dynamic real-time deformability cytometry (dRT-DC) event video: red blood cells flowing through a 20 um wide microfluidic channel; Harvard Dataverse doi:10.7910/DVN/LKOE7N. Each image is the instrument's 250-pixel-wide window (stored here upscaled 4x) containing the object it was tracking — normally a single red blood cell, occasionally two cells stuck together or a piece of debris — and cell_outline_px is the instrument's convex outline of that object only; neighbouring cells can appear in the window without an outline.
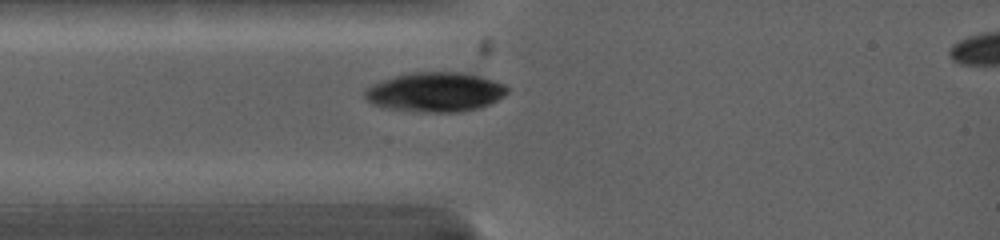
{"species": "common noctule bat (a hibernating species)", "species_latin": "Nyctalus noctula", "temperature_condition": "warm", "stored_images_in_passage": 2, "camera_frame_rate_fps": 5000, "um_per_image_px": 0.085, "animal": {"sex": "female", "body_mass_g": 19.0, "forearm_length_mm": 53.3}, "frame": {"image": 1, "passage_image": 1, "time_ms": 0.0, "image_size_px": [1000, 240], "cell_outline_px": [[508, 92], [504, 96], [480, 108], [456, 112], [424, 112], [388, 108], [372, 104], [364, 96], [364, 92], [372, 84], [396, 76], [412, 72], [468, 72], [504, 84], [508, 88]], "centroid_in_image_um": [37.02, 7.82], "position_along_channel_um": 48.0, "area_um2": 32.6}}